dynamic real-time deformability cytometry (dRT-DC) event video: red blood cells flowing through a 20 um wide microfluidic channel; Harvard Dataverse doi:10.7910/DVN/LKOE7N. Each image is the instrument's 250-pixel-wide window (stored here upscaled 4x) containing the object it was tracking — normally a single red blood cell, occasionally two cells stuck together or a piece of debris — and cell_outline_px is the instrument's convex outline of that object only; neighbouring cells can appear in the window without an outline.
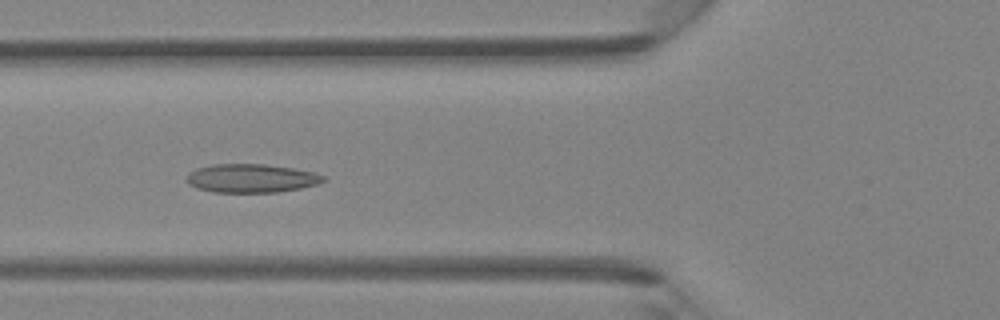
{"species": "Egyptian fruit bat (a non-hibernating species)", "species_latin": "Rousettus aegyptiacus", "temperature_condition": "room temperature", "stored_images_in_passage": 6, "camera_frame_rate_fps": 3000, "um_per_image_px": 0.085, "animal": {"sex": "female"}, "frame": {"image": 1, "passage_image": 6, "time_ms": 1.667, "image_size_px": [1000, 320], "cell_outline_px": [[324, 180], [316, 184], [300, 188], [276, 192], [212, 192], [196, 188], [188, 184], [184, 180], [188, 172], [196, 168], [212, 164], [264, 164], [292, 168], [312, 172], [324, 176]], "centroid_in_image_um": [21.26, 15.15], "position_along_channel_um": 104.5, "area_um2": 22.77}}